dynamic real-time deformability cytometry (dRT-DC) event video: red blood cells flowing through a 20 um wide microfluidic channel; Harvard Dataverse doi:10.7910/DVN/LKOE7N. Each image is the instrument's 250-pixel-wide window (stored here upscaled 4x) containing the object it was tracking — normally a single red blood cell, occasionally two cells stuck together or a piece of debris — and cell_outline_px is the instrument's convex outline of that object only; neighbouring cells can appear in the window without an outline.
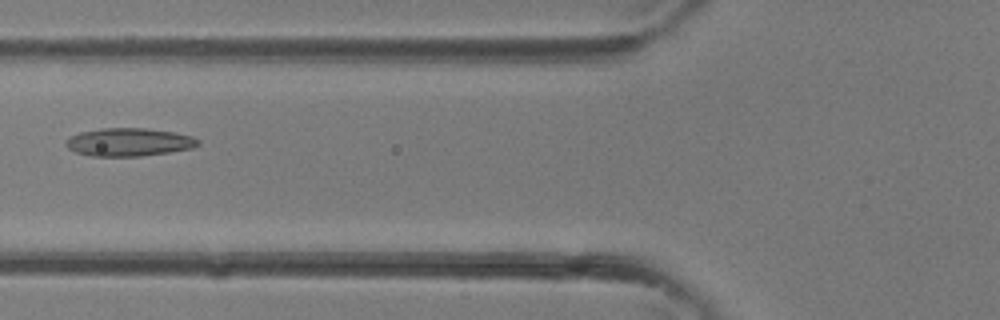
{"species": "common noctule bat (a hibernating species)", "species_latin": "Nyctalus noctula", "temperature_condition": "room temperature", "stored_images_in_passage": 4, "camera_frame_rate_fps": 3000, "um_per_image_px": 0.085, "animal": {"sex": "female"}, "frame": {"image": 1, "passage_image": 4, "time_ms": 1.0, "image_size_px": [1000, 320], "cell_outline_px": [[200, 144], [192, 148], [168, 152], [140, 156], [88, 156], [76, 152], [68, 148], [64, 144], [72, 136], [80, 132], [100, 128], [144, 128], [176, 132], [192, 136], [200, 140]], "centroid_in_image_um": [10.98, 12.07], "position_along_channel_um": 114.8, "area_um2": 21.62}}